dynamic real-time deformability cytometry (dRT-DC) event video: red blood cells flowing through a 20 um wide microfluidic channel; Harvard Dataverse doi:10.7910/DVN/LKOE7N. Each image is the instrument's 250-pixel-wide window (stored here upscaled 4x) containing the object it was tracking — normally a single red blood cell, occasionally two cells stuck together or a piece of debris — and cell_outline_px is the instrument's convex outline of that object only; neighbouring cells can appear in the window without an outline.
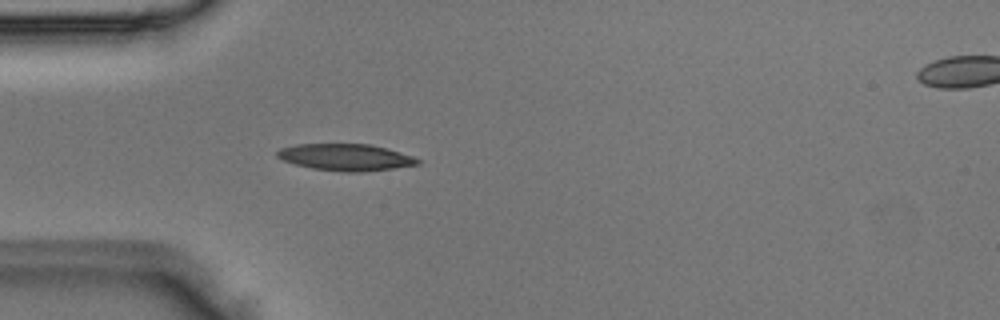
{"species": "Egyptian fruit bat (a non-hibernating species)", "species_latin": "Rousettus aegyptiacus", "temperature_condition": "room temperature", "stored_images_in_passage": 5, "camera_frame_rate_fps": 3000, "um_per_image_px": 0.085, "animal": {"sex": "male"}, "frame": {"image": 1, "passage_image": 4, "time_ms": 1.0, "image_size_px": [1000, 320], "cell_outline_px": [[420, 164], [392, 168], [360, 172], [344, 172], [312, 168], [296, 164], [284, 160], [276, 156], [276, 152], [280, 148], [296, 144], [372, 144], [400, 152], [412, 156], [420, 160]], "centroid_in_image_um": [29.37, 13.36], "position_along_channel_um": 55.6, "area_um2": 21.73}}